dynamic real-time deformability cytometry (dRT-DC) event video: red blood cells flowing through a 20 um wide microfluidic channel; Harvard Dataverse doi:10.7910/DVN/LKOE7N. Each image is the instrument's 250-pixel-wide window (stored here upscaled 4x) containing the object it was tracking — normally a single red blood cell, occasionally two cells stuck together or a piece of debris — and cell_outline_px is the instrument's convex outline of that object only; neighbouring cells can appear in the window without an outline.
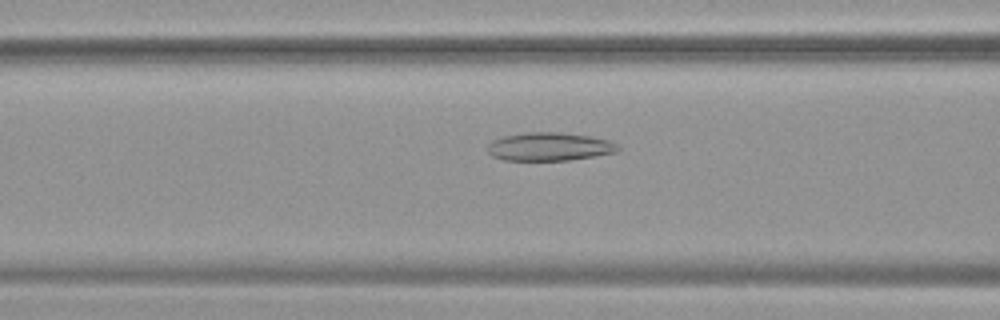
{"species": "common noctule bat (a hibernating species)", "species_latin": "Nyctalus noctula", "temperature_condition": "warm", "stored_images_in_passage": 38, "camera_frame_rate_fps": 3000, "um_per_image_px": 0.085, "animal": {"sex": "female", "body_mass_g": 19.9}, "frame": {"image": 1, "passage_image": 6, "time_ms": 1.667, "image_size_px": [1000, 320], "cell_outline_px": [[620, 148], [616, 152], [596, 156], [568, 160], [504, 160], [492, 156], [488, 152], [488, 144], [492, 140], [504, 136], [524, 132], [556, 132], [592, 136], [608, 140], [616, 144]], "centroid_in_image_um": [46.69, 12.46], "position_along_channel_um": 119.9, "area_um2": 21.5}}
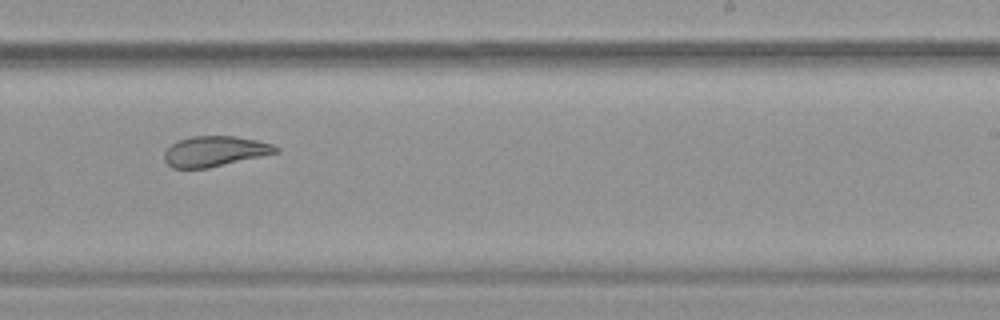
{"frame": {"image": 2, "passage_image": 18, "time_ms": 5.667, "image_size_px": [1000, 320], "cell_outline_px": [[280, 152], [208, 168], [172, 168], [164, 160], [164, 152], [176, 140], [192, 136], [236, 136], [256, 140], [272, 144], [280, 148]], "centroid_in_image_um": [18.26, 12.85], "position_along_channel_um": 270.7, "area_um2": 19.77}}
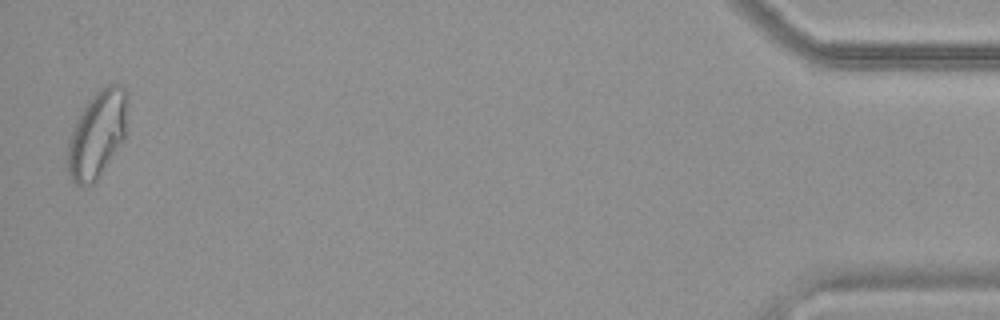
{"frame": {"image": 3, "passage_image": 37, "time_ms": 12.0, "image_size_px": [1000, 320], "cell_outline_px": [[128, 96], [124, 140], [96, 180], [92, 184], [76, 184], [72, 180], [68, 172], [68, 140], [72, 128], [80, 112], [88, 100], [100, 88], [108, 84], [120, 84], [128, 92]], "centroid_in_image_um": [8.27, 11.36], "position_along_channel_um": 426.9, "area_um2": 30.23}, "authors_computed_cell_mechanics": {"area_um2": 21.8773, "velocity_mm_per_s": 3.7917, "shape_relaxation_time_tau1_ms": null, "shape_relaxation_time_tau2_ms": 2.168, "deformation_change_tau1": null, "deformation_change_tau2": 0.0901}}